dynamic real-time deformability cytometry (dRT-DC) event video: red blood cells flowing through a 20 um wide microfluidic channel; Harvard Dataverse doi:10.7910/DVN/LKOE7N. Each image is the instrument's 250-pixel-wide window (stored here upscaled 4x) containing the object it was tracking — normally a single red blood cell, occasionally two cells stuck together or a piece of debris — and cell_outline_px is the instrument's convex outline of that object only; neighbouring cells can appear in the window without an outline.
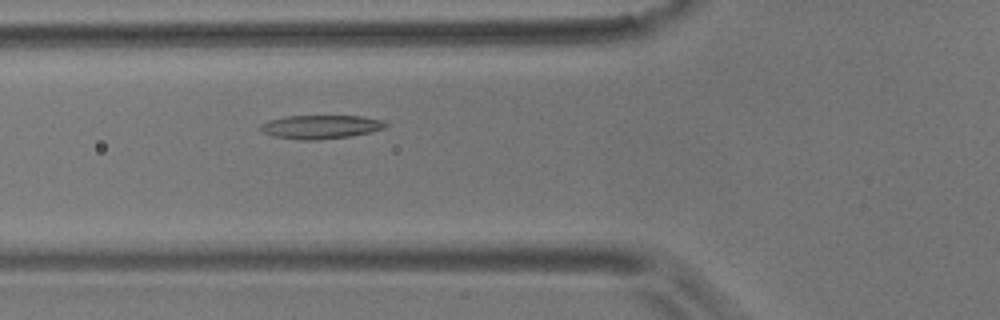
{"species": "common noctule bat (a hibernating species)", "species_latin": "Nyctalus noctula", "temperature_condition": "room temperature", "stored_images_in_passage": 40, "camera_frame_rate_fps": 3000, "um_per_image_px": 0.085, "animal": {"sex": "male", "body_mass_g": 17.9}, "frame": {"image": 1, "passage_image": 5, "time_ms": 1.333, "image_size_px": [1000, 320], "cell_outline_px": [[388, 124], [384, 128], [372, 132], [352, 136], [316, 140], [300, 140], [272, 136], [260, 132], [260, 124], [268, 120], [284, 116], [360, 116], [384, 120]], "centroid_in_image_um": [27.23, 10.79], "position_along_channel_um": 98.6, "area_um2": 17.51}}
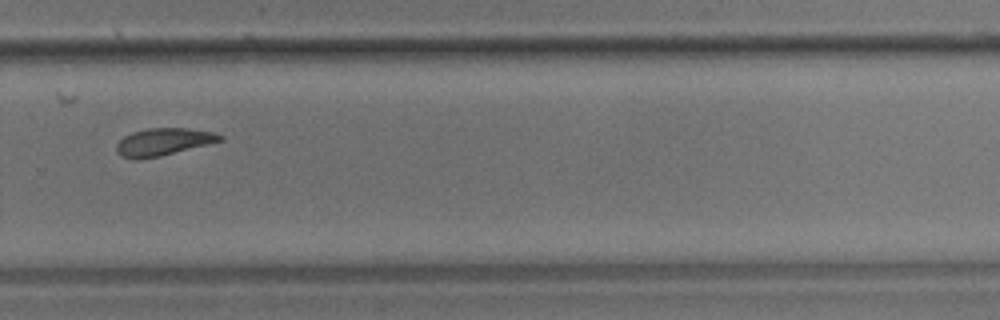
{"frame": {"image": 2, "passage_image": 23, "time_ms": 7.333, "image_size_px": [1000, 320], "cell_outline_px": [[224, 140], [160, 156], [136, 160], [120, 156], [116, 152], [116, 144], [124, 136], [132, 132], [148, 128], [188, 128], [212, 132], [224, 136]], "centroid_in_image_um": [13.85, 12.06], "position_along_channel_um": 315.9, "area_um2": 16.53}}
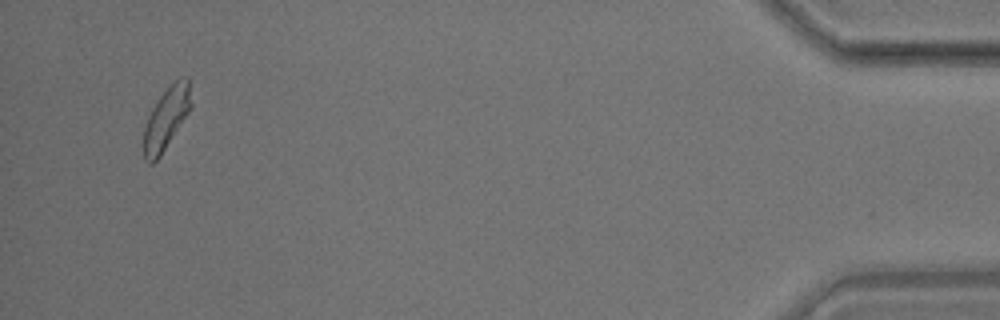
{"frame": {"image": 3, "passage_image": 38, "time_ms": 12.333, "image_size_px": [1000, 320], "cell_outline_px": [[192, 104], [188, 112], [160, 156], [152, 164], [148, 164], [144, 160], [144, 128], [148, 116], [156, 100], [180, 76], [188, 76]], "centroid_in_image_um": [14.13, 10.05], "position_along_channel_um": 421.1, "area_um2": 16.88}, "authors_computed_cell_mechanics": {"area_um2": 16.8776, "velocity_mm_per_s": 3.6233, "shape_relaxation_time_tau1_ms": 7.9135, "shape_relaxation_time_tau2_ms": 5.815, "deformation_change_tau1": 0.1545, "deformation_change_tau2": 0.1054}}